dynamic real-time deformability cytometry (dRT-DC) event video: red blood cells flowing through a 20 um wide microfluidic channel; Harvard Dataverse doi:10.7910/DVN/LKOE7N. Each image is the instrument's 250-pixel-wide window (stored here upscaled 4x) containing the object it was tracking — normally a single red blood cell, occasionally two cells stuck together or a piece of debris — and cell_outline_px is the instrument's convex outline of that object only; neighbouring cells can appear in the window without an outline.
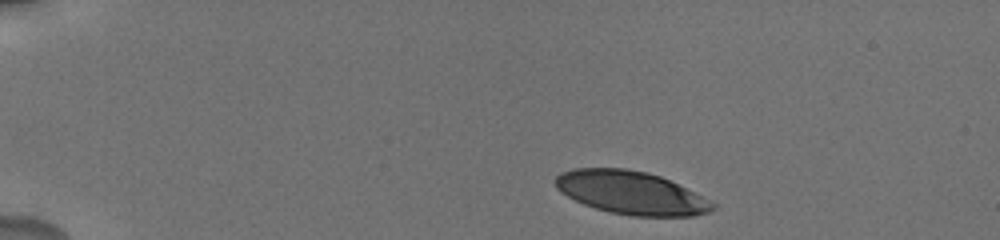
{"species": "human", "species_latin": "Homo sapiens", "temperature_condition": "cold", "stored_images_in_passage": 9, "camera_frame_rate_fps": 3000, "um_per_image_px": 0.085, "donor": {"sex": "male"}, "frame": {"image": 1, "passage_image": 1, "time_ms": 0.0, "image_size_px": [1000, 240], "cell_outline_px": [[716, 208], [712, 212], [692, 216], [632, 216], [608, 212], [584, 204], [560, 192], [556, 188], [556, 176], [560, 172], [572, 168], [628, 168], [648, 172], [660, 176], [716, 204]], "centroid_in_image_um": [53.61, 16.38], "position_along_channel_um": 31.4, "area_um2": 39.36}}
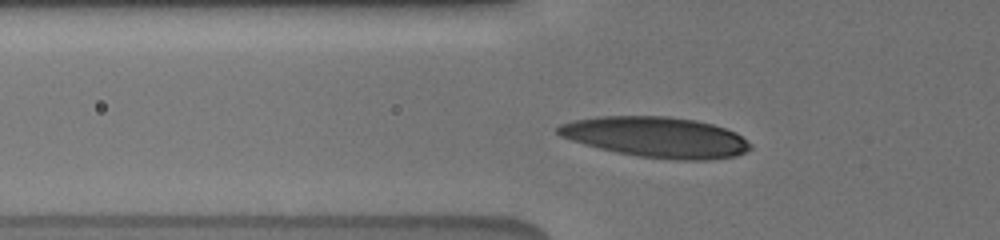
{"frame": {"image": 2, "passage_image": 6, "time_ms": 3.333, "image_size_px": [1000, 240], "cell_outline_px": [[752, 148], [736, 156], [712, 160], [676, 160], [640, 156], [616, 152], [584, 144], [560, 136], [556, 132], [556, 128], [560, 124], [572, 120], [600, 116], [668, 116], [696, 120], [712, 124], [736, 132], [752, 144]], "centroid_in_image_um": [55.79, 11.65], "position_along_channel_um": 70.0, "area_um2": 45.55}}
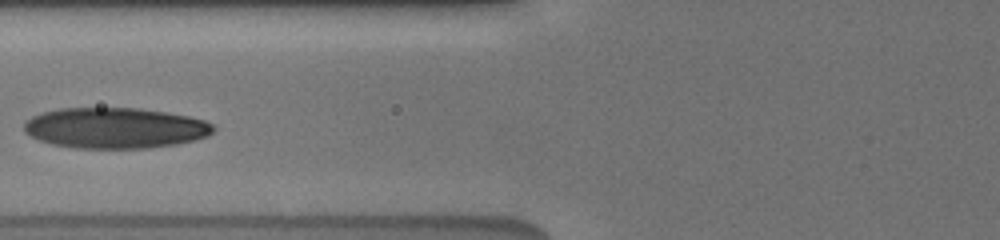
{"frame": {"image": 3, "passage_image": 8, "time_ms": 4.667, "image_size_px": [1000, 240], "cell_outline_px": [[216, 128], [208, 136], [176, 144], [148, 148], [76, 148], [52, 144], [40, 140], [24, 132], [24, 124], [32, 116], [44, 112], [60, 108], [140, 108], [188, 116], [204, 120], [212, 124]], "centroid_in_image_um": [9.79, 10.88], "position_along_channel_um": 116.0, "area_um2": 44.74}}